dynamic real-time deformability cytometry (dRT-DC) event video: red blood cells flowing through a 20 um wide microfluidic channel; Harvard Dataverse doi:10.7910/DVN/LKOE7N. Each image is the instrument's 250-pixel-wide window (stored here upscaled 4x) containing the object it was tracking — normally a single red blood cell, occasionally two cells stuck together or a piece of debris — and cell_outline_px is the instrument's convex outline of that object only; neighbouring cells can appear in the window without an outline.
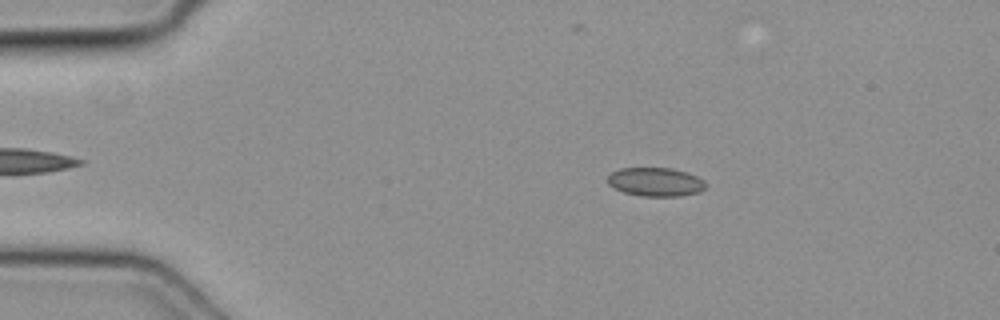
{"species": "common noctule bat (a hibernating species)", "species_latin": "Nyctalus noctula", "temperature_condition": "cold", "stored_images_in_passage": 41, "camera_frame_rate_fps": 3000, "um_per_image_px": 0.085, "animal": {"sex": "female", "body_mass_g": 19.3, "forearm_length_mm": 54.1}, "frame": {"image": 1, "passage_image": 8, "time_ms": 2.333, "image_size_px": [1000, 320], "cell_outline_px": [[708, 184], [704, 188], [696, 192], [680, 196], [644, 196], [624, 192], [608, 184], [608, 176], [612, 172], [620, 168], [672, 168], [696, 176], [704, 180]], "centroid_in_image_um": [55.72, 15.46], "position_along_channel_um": 29.3, "area_um2": 16.18}}
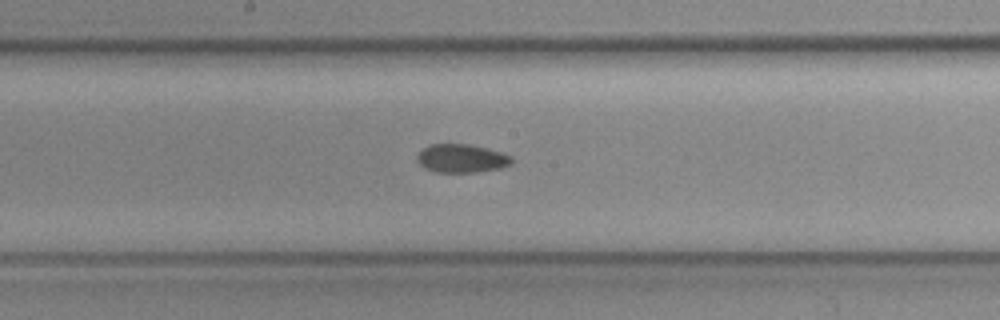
{"frame": {"image": 2, "passage_image": 25, "time_ms": 8.0, "image_size_px": [1000, 320], "cell_outline_px": [[512, 164], [500, 168], [476, 172], [436, 172], [420, 164], [416, 160], [416, 156], [428, 144], [468, 144], [488, 148], [512, 156]], "centroid_in_image_um": [39.25, 13.45], "position_along_channel_um": 209.0, "area_um2": 15.61}}
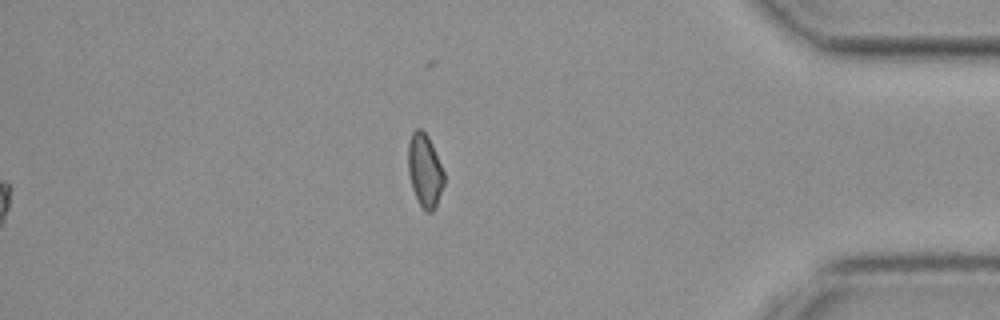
{"frame": {"image": 3, "passage_image": 41, "time_ms": 13.333, "image_size_px": [1000, 320], "cell_outline_px": [[444, 184], [436, 208], [432, 212], [424, 212], [412, 188], [408, 172], [408, 144], [412, 132], [416, 128], [420, 128], [428, 136], [432, 144], [444, 172]], "centroid_in_image_um": [36.11, 14.51], "position_along_channel_um": 399.1, "area_um2": 15.37}}